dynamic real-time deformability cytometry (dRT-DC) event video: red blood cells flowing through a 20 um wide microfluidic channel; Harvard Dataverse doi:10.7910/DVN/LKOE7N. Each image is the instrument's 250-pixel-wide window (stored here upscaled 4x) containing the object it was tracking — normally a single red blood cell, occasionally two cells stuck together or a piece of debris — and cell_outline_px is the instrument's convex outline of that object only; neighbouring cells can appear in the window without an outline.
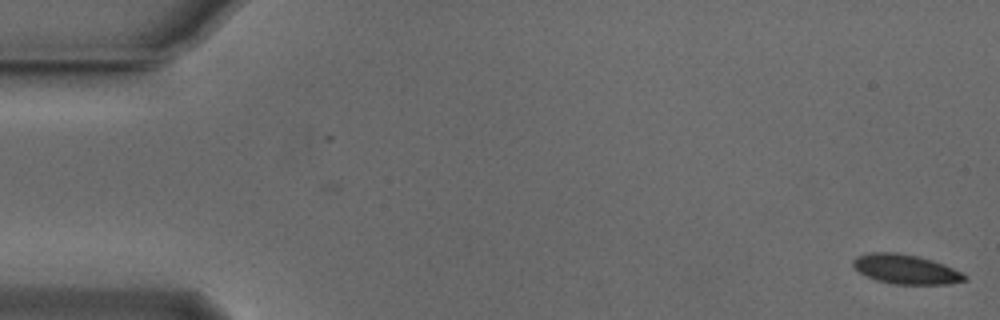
{"species": "Egyptian fruit bat (a non-hibernating species)", "species_latin": "Rousettus aegyptiacus", "temperature_condition": "cold", "stored_images_in_passage": 5, "camera_frame_rate_fps": 3000, "um_per_image_px": 0.085, "animal": {"sex": "male"}, "frame": {"image": 1, "passage_image": 5, "time_ms": 1.333, "image_size_px": [1000, 320], "cell_outline_px": [[968, 280], [948, 284], [892, 284], [876, 280], [860, 272], [852, 264], [852, 260], [856, 256], [868, 252], [892, 252], [916, 256], [932, 260], [944, 264], [968, 276]], "centroid_in_image_um": [76.99, 22.88], "position_along_channel_um": 8.0, "area_um2": 19.07}}